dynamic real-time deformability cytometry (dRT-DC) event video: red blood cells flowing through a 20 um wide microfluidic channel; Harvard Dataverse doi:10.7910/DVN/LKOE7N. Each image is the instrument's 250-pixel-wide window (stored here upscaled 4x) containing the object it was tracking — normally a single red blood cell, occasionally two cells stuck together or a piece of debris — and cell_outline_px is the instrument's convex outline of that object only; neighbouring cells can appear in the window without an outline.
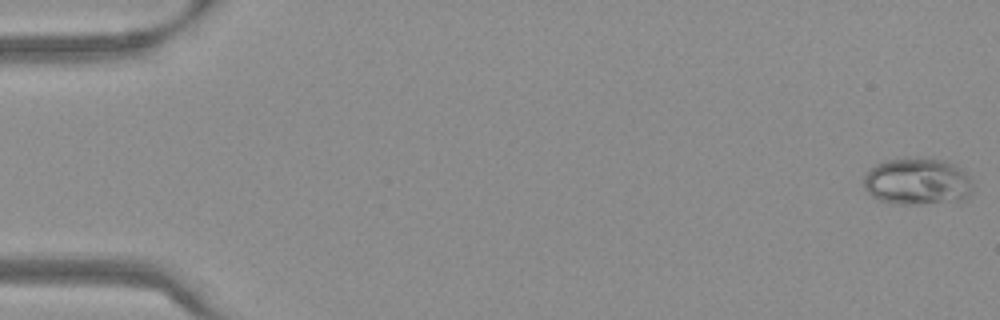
{"species": "Egyptian fruit bat (a non-hibernating species)", "species_latin": "Rousettus aegyptiacus", "temperature_condition": "warm", "stored_images_in_passage": 54, "camera_frame_rate_fps": 3000, "um_per_image_px": 0.085, "frame": {"image": 1, "passage_image": 1, "time_ms": 0.0, "image_size_px": [1000, 320], "cell_outline_px": [[972, 184], [964, 200], [956, 204], [896, 204], [880, 200], [872, 196], [864, 188], [864, 176], [868, 168], [876, 164], [888, 160], [944, 160], [956, 164], [968, 176]], "centroid_in_image_um": [77.98, 15.48], "position_along_channel_um": 7.0, "area_um2": 29.77}}
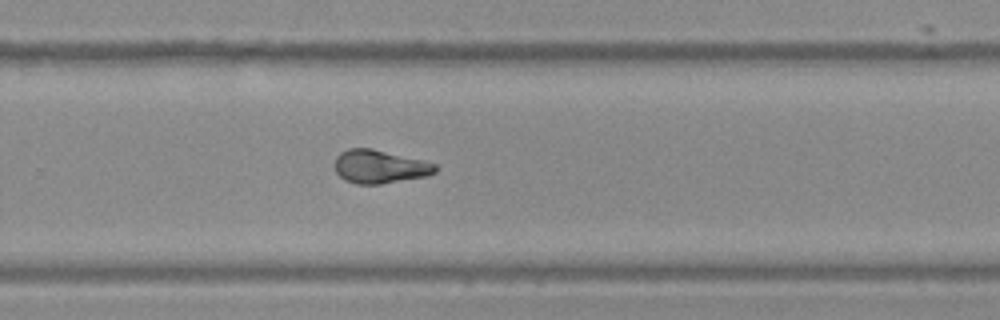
{"frame": {"image": 2, "passage_image": 36, "time_ms": 11.667, "image_size_px": [1000, 320], "cell_outline_px": [[436, 172], [428, 176], [380, 184], [356, 184], [344, 180], [336, 172], [336, 156], [340, 152], [348, 148], [372, 148], [424, 160], [436, 164]], "centroid_in_image_um": [32.28, 14.16], "position_along_channel_um": 297.5, "area_um2": 19.65}}
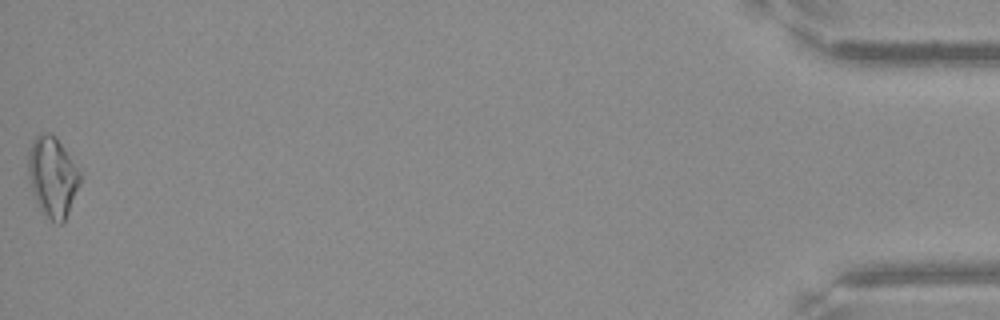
{"frame": {"image": 3, "passage_image": 54, "time_ms": 17.667, "image_size_px": [1000, 320], "cell_outline_px": [[80, 184], [68, 212], [64, 220], [60, 224], [52, 220], [40, 208], [32, 192], [28, 176], [28, 152], [32, 140], [40, 132], [48, 132], [56, 136], [80, 172]], "centroid_in_image_um": [4.44, 14.97], "position_along_channel_um": 430.8, "area_um2": 23.93}, "authors_computed_cell_mechanics": {"area_um2": 19.7387, "velocity_mm_per_s": 3.8125, "shape_relaxation_time_tau1_ms": 4.1893, "shape_relaxation_time_tau2_ms": 0.902, "deformation_change_tau1": 0.1792, "deformation_change_tau2": 0.0819}}